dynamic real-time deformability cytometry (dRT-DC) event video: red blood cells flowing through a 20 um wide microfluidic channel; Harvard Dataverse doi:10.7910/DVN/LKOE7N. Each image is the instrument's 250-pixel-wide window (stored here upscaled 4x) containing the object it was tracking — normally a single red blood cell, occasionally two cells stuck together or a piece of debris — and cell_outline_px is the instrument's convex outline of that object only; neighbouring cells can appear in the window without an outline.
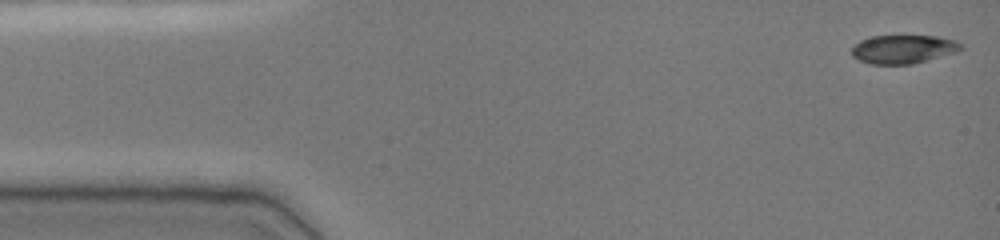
{"species": "common noctule bat (a hibernating species)", "species_latin": "Nyctalus noctula", "temperature_condition": "cold", "stored_images_in_passage": 13, "camera_frame_rate_fps": 3000, "um_per_image_px": 0.085, "animal": {"sex": "female", "body_mass_g": 19.0, "forearm_length_mm": 51.5}, "frame": {"image": 1, "passage_image": 1, "time_ms": 0.0, "image_size_px": [1000, 240], "cell_outline_px": [[964, 48], [956, 52], [912, 64], [868, 64], [852, 56], [852, 48], [860, 40], [872, 36], [940, 36], [956, 40]], "centroid_in_image_um": [76.78, 4.18], "position_along_channel_um": 8.2, "area_um2": 18.15}}
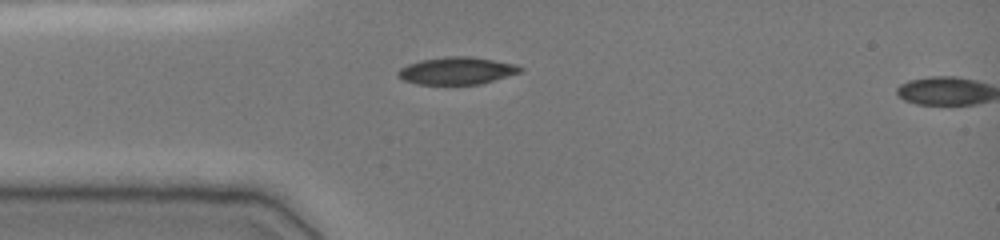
{"frame": {"image": 2, "passage_image": 12, "time_ms": 3.667, "image_size_px": [1000, 240], "cell_outline_px": [[524, 68], [520, 72], [480, 84], [416, 84], [404, 80], [396, 76], [396, 72], [400, 68], [408, 64], [420, 60], [444, 56], [472, 56], [516, 64]], "centroid_in_image_um": [38.79, 6.0], "position_along_channel_um": 46.2, "area_um2": 19.54}}